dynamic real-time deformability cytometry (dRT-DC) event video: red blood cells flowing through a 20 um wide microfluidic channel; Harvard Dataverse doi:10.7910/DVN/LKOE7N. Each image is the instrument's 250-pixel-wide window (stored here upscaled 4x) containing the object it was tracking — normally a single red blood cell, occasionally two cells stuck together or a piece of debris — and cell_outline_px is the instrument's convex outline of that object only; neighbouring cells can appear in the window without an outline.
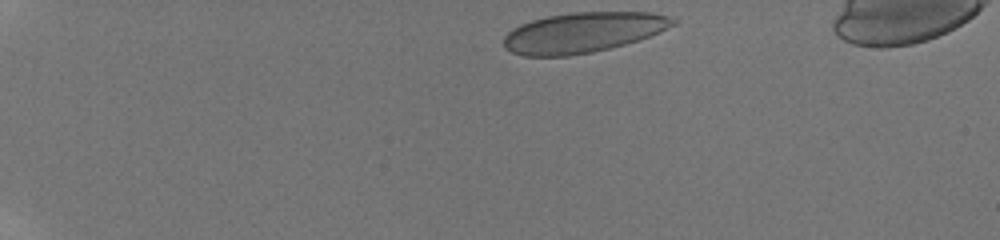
{"species": "human", "species_latin": "Homo sapiens", "temperature_condition": "room temperature", "stored_images_in_passage": 14, "camera_frame_rate_fps": 3000, "um_per_image_px": 0.085, "donor": {"sex": "male"}, "frame": {"image": 1, "passage_image": 1, "time_ms": 0.0, "image_size_px": [1000, 240], "cell_outline_px": [[680, 20], [676, 24], [648, 36], [624, 44], [592, 52], [568, 56], [524, 56], [512, 52], [504, 48], [504, 36], [508, 32], [520, 24], [532, 20], [548, 16], [572, 12], [652, 12], [668, 16]], "centroid_in_image_um": [49.54, 2.75], "position_along_channel_um": 35.5, "area_um2": 39.54}}
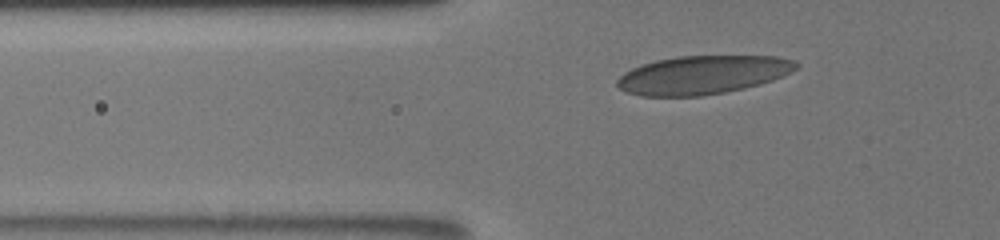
{"frame": {"image": 2, "passage_image": 11, "time_ms": 3.0, "image_size_px": [1000, 240], "cell_outline_px": [[800, 64], [792, 72], [784, 76], [760, 84], [744, 88], [724, 92], [700, 96], [640, 96], [628, 92], [620, 88], [616, 84], [616, 80], [624, 72], [640, 64], [656, 60], [680, 56], [780, 56], [792, 60]], "centroid_in_image_um": [59.73, 6.36], "position_along_channel_um": 66.1, "area_um2": 40.23}}